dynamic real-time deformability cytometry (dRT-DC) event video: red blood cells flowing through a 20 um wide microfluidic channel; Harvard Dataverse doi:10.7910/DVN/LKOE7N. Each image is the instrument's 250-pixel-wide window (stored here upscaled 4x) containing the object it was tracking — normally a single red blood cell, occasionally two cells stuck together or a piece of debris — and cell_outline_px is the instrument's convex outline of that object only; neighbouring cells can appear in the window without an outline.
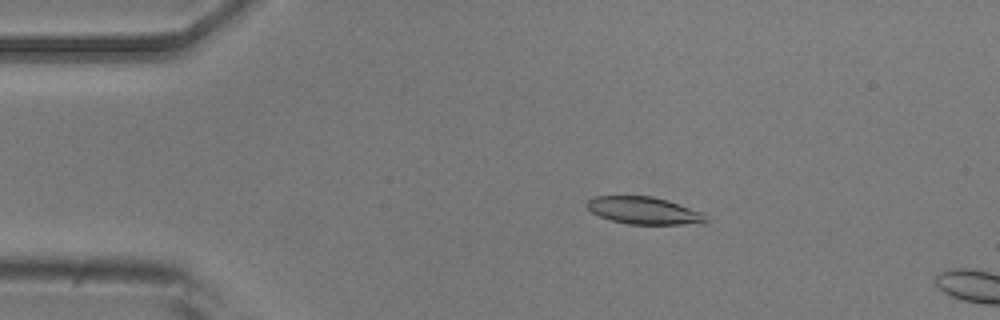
{"species": "common noctule bat (a hibernating species)", "species_latin": "Nyctalus noctula", "temperature_condition": "room temperature", "stored_images_in_passage": 12, "camera_frame_rate_fps": 3000, "um_per_image_px": 0.085, "animal": {"sex": "male", "body_mass_g": 20.5, "forearm_length_mm": 52.5}, "frame": {"image": 1, "passage_image": 9, "time_ms": 2.667, "image_size_px": [1000, 320], "cell_outline_px": [[708, 220], [680, 224], [628, 224], [612, 220], [600, 216], [592, 212], [588, 208], [588, 200], [596, 196], [652, 196], [668, 200], [704, 212]], "centroid_in_image_um": [54.73, 17.88], "position_along_channel_um": 30.3, "area_um2": 18.61}}